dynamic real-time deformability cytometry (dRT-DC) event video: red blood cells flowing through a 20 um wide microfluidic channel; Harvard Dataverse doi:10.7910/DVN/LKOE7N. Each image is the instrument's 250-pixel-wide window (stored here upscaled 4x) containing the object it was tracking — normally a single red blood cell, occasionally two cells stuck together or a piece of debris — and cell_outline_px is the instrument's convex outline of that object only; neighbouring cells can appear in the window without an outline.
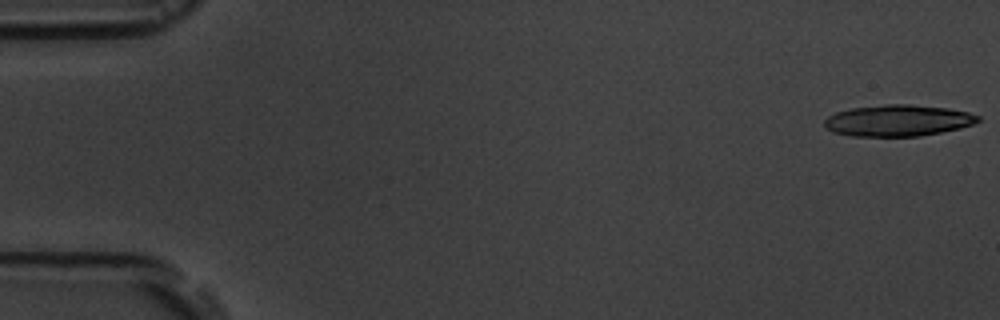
{"species": "common noctule bat (a hibernating species)", "species_latin": "Nyctalus noctula", "temperature_condition": "room temperature", "stored_images_in_passage": 6, "camera_frame_rate_fps": 3000, "um_per_image_px": 0.085, "animal": {"sex": "male", "body_mass_g": 19.5, "forearm_length_mm": 54.6}, "frame": {"image": 1, "passage_image": 1, "time_ms": 0.0, "image_size_px": [1000, 320], "cell_outline_px": [[980, 120], [972, 124], [960, 128], [920, 136], [852, 136], [832, 132], [824, 128], [824, 120], [828, 116], [836, 112], [852, 108], [884, 104], [912, 104], [948, 108], [968, 112], [980, 116]], "centroid_in_image_um": [76.3, 10.24], "position_along_channel_um": 8.7, "area_um2": 28.21}}
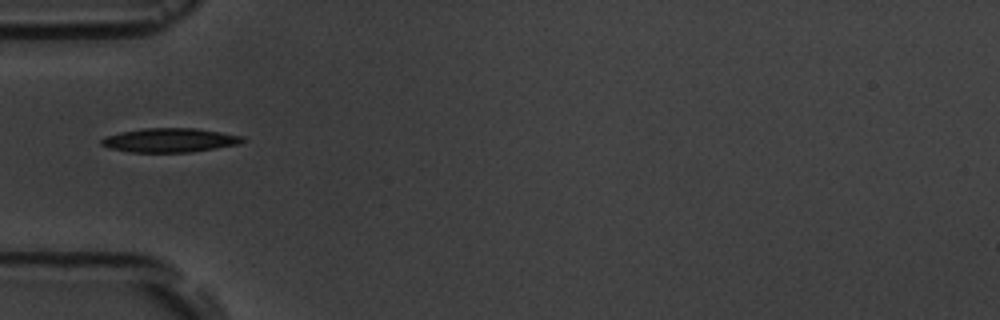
{"frame": {"image": 2, "passage_image": 6, "time_ms": 5.667, "image_size_px": [1000, 320], "cell_outline_px": [[244, 140], [236, 144], [216, 148], [192, 152], [128, 152], [108, 148], [100, 144], [100, 140], [104, 136], [120, 132], [144, 128], [196, 128], [244, 136]], "centroid_in_image_um": [14.37, 11.91], "position_along_channel_um": 70.6, "area_um2": 19.83}}